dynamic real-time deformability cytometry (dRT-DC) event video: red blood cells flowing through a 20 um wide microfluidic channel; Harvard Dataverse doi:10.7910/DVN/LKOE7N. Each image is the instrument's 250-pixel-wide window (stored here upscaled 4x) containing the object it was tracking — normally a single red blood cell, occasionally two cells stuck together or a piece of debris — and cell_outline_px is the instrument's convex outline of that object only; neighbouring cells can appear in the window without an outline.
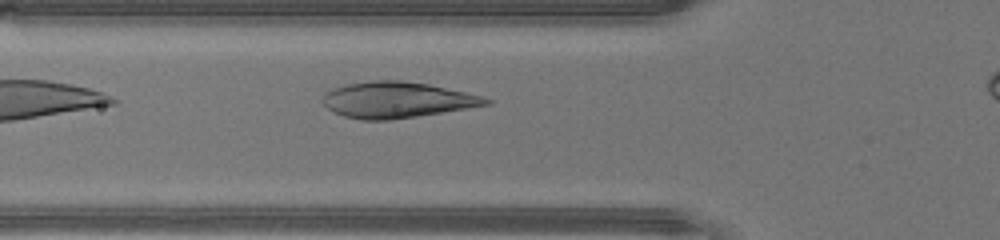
{"species": "human", "species_latin": "Homo sapiens", "temperature_condition": "warm", "stored_images_in_passage": 24, "camera_frame_rate_fps": 3000, "um_per_image_px": 0.085, "donor": {"sex": "male"}, "frame": {"image": 1, "passage_image": 3, "time_ms": 0.667, "image_size_px": [1000, 240], "cell_outline_px": [[492, 104], [416, 116], [388, 120], [360, 120], [344, 116], [332, 112], [320, 100], [324, 92], [332, 88], [344, 84], [368, 80], [400, 80], [428, 84], [464, 92], [480, 96], [492, 100]], "centroid_in_image_um": [33.65, 8.48], "position_along_channel_um": 92.2, "area_um2": 34.28}}
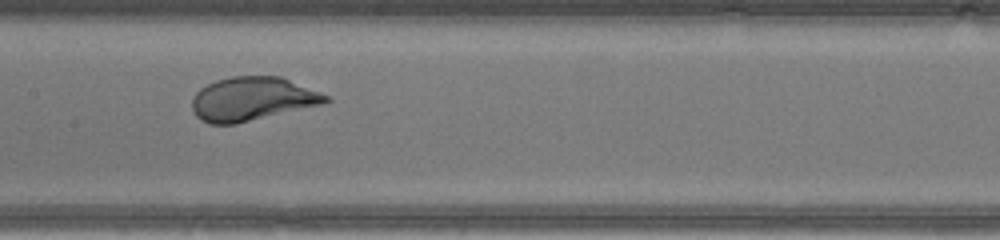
{"frame": {"image": 2, "passage_image": 9, "time_ms": 2.667, "image_size_px": [1000, 240], "cell_outline_px": [[332, 100], [324, 104], [236, 124], [208, 124], [200, 120], [196, 116], [192, 108], [192, 96], [200, 88], [216, 80], [232, 76], [280, 76], [332, 96]], "centroid_in_image_um": [21.47, 8.41], "position_along_channel_um": 185.9, "area_um2": 34.45}}
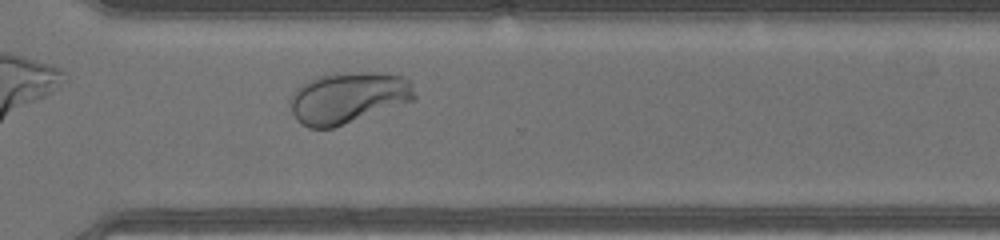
{"frame": {"image": 3, "passage_image": 19, "time_ms": 6.0, "image_size_px": [1000, 240], "cell_outline_px": [[416, 100], [332, 128], [308, 128], [300, 124], [296, 120], [292, 112], [288, 100], [292, 92], [300, 84], [308, 80], [320, 76], [336, 72], [376, 72], [404, 76], [412, 84], [416, 96]], "centroid_in_image_um": [29.56, 8.29], "position_along_channel_um": 341.0, "area_um2": 37.69}}